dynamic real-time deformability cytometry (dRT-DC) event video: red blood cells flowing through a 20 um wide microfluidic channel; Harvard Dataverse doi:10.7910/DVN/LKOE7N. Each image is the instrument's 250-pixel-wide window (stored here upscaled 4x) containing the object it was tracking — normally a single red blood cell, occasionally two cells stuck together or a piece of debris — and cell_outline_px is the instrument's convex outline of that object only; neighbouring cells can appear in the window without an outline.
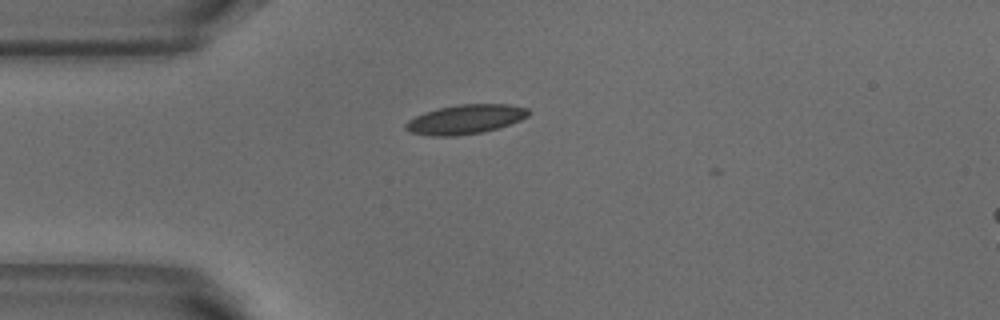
{"species": "common noctule bat (a hibernating species)", "species_latin": "Nyctalus noctula", "temperature_condition": "warm", "stored_images_in_passage": 4, "camera_frame_rate_fps": 3000, "um_per_image_px": 0.085, "animal": {"sex": "male", "body_mass_g": 18.8}, "frame": {"image": 1, "passage_image": 1, "time_ms": 0.0, "image_size_px": [1000, 320], "cell_outline_px": [[532, 112], [528, 116], [520, 120], [496, 128], [480, 132], [452, 136], [436, 136], [412, 132], [404, 128], [404, 124], [408, 120], [424, 112], [436, 108], [460, 104], [508, 104], [528, 108]], "centroid_in_image_um": [39.56, 10.12], "position_along_channel_um": 45.4, "area_um2": 20.81}}